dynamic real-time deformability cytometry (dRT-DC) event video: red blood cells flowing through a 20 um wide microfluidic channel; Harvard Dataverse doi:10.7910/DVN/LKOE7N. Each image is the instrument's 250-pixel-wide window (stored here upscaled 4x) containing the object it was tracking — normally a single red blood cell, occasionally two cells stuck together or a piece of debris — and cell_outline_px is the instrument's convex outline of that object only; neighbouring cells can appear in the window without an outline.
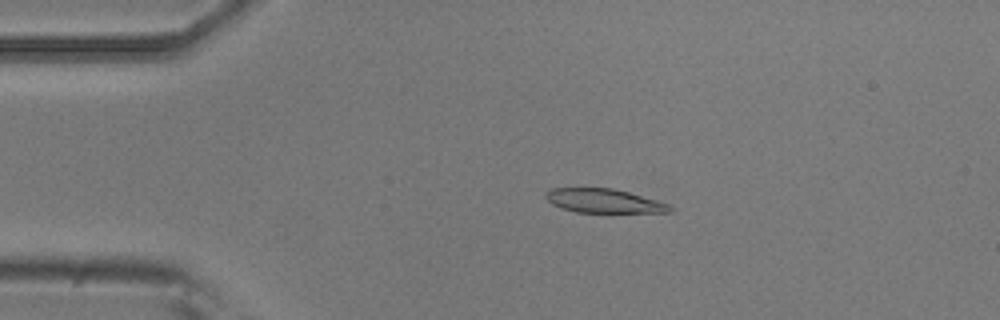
{"species": "common noctule bat (a hibernating species)", "species_latin": "Nyctalus noctula", "temperature_condition": "room temperature", "stored_images_in_passage": 6, "camera_frame_rate_fps": 3000, "um_per_image_px": 0.085, "animal": {"sex": "male", "body_mass_g": 20.5, "forearm_length_mm": 52.5}, "frame": {"image": 1, "passage_image": 4, "time_ms": 3.333, "image_size_px": [1000, 320], "cell_outline_px": [[672, 212], [576, 212], [560, 208], [552, 204], [544, 196], [544, 192], [552, 188], [612, 188], [628, 192], [656, 200], [668, 204], [672, 208]], "centroid_in_image_um": [51.27, 17.07], "position_along_channel_um": 33.7, "area_um2": 17.22}}